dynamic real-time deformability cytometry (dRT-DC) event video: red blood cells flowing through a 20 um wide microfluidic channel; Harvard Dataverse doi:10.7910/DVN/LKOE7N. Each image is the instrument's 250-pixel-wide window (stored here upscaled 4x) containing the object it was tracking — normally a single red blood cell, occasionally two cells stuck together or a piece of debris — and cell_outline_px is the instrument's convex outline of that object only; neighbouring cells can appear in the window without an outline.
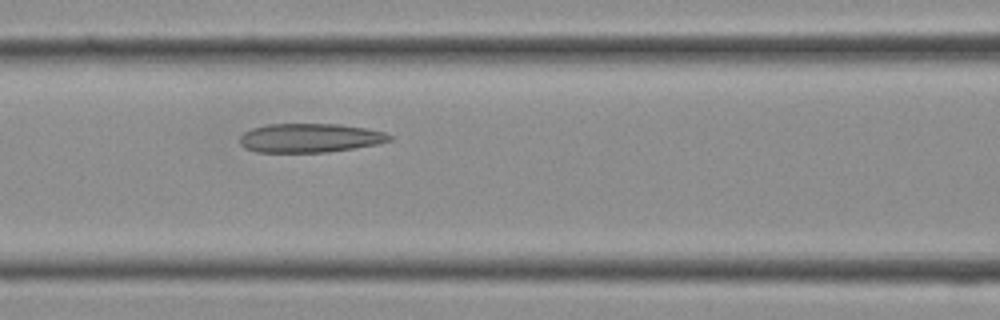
{"species": "Egyptian fruit bat (a non-hibernating species)", "species_latin": "Rousettus aegyptiacus", "temperature_condition": "cold", "stored_images_in_passage": 6, "segment_of_instrument_passage": [1, 2], "camera_frame_rate_fps": 3000, "um_per_image_px": 0.085, "frame": {"image": 1, "passage_image": 5, "time_ms": 1.333, "image_size_px": [1000, 320], "cell_outline_px": [[392, 140], [376, 144], [328, 152], [256, 152], [244, 148], [240, 144], [240, 136], [244, 132], [252, 128], [268, 124], [340, 124], [364, 128], [384, 132], [392, 136]], "centroid_in_image_um": [26.31, 11.72], "position_along_channel_um": 140.3, "area_um2": 25.2}}